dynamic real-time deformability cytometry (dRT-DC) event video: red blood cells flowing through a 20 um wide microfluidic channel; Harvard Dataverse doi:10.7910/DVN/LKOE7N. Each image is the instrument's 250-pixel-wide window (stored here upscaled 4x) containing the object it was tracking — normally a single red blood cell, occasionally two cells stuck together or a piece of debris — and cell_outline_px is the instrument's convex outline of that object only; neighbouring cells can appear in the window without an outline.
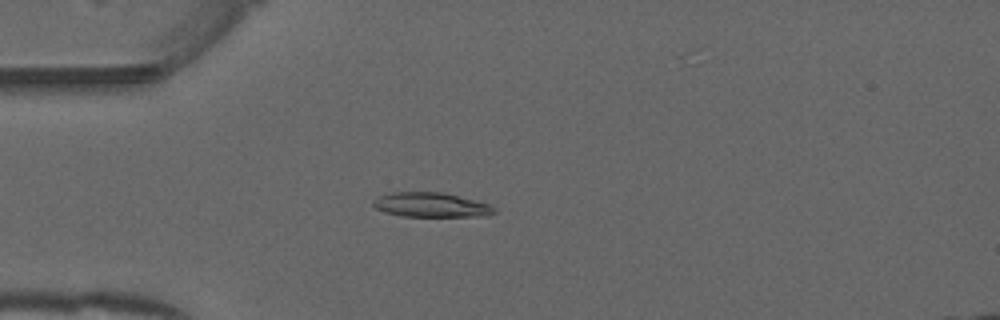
{"species": "common noctule bat (a hibernating species)", "species_latin": "Nyctalus noctula", "temperature_condition": "warm", "stored_images_in_passage": 44, "camera_frame_rate_fps": 3000, "um_per_image_px": 0.085, "animal": {"sex": "male", "forearm_length_mm": 52.5}, "frame": {"image": 1, "passage_image": 6, "time_ms": 1.667, "image_size_px": [1000, 320], "cell_outline_px": [[496, 212], [488, 216], [400, 216], [384, 212], [376, 208], [372, 204], [372, 200], [376, 196], [392, 192], [444, 192], [488, 204], [496, 208]], "centroid_in_image_um": [36.6, 17.41], "position_along_channel_um": 48.4, "area_um2": 17.4}}
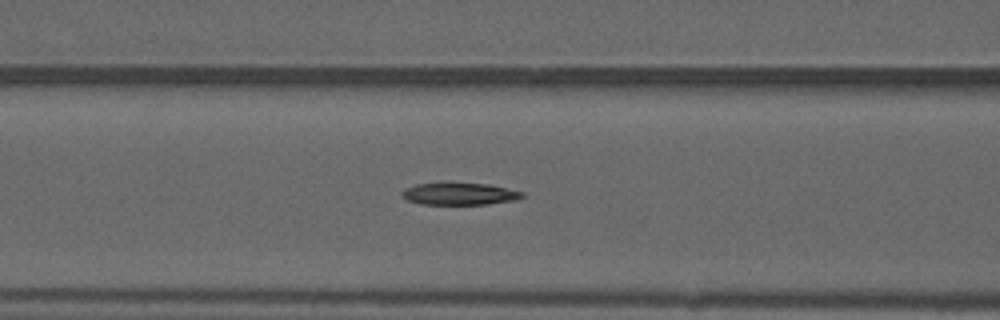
{"frame": {"image": 2, "passage_image": 13, "time_ms": 4.0, "image_size_px": [1000, 320], "cell_outline_px": [[524, 196], [516, 200], [488, 204], [420, 204], [404, 200], [400, 196], [400, 192], [404, 188], [416, 184], [488, 184], [524, 192]], "centroid_in_image_um": [39.0, 16.5], "position_along_channel_um": 127.6, "area_um2": 15.37}}
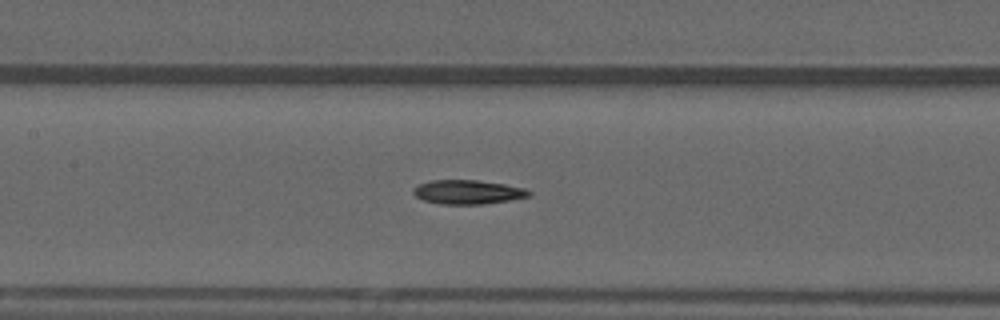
{"frame": {"image": 3, "passage_image": 16, "time_ms": 5.0, "image_size_px": [1000, 320], "cell_outline_px": [[532, 192], [528, 196], [508, 200], [480, 204], [440, 204], [424, 200], [416, 196], [412, 192], [412, 188], [420, 184], [432, 180], [480, 180], [504, 184], [524, 188]], "centroid_in_image_um": [39.73, 16.31], "position_along_channel_um": 167.7, "area_um2": 16.07}, "authors_computed_cell_mechanics": {"area_um2": 15.8372, "velocity_mm_per_s": 4.0037, "shape_relaxation_time_tau1_ms": null, "shape_relaxation_time_tau2_ms": 5.7218, "deformation_change_tau1": null, "deformation_change_tau2": 0.1578}}